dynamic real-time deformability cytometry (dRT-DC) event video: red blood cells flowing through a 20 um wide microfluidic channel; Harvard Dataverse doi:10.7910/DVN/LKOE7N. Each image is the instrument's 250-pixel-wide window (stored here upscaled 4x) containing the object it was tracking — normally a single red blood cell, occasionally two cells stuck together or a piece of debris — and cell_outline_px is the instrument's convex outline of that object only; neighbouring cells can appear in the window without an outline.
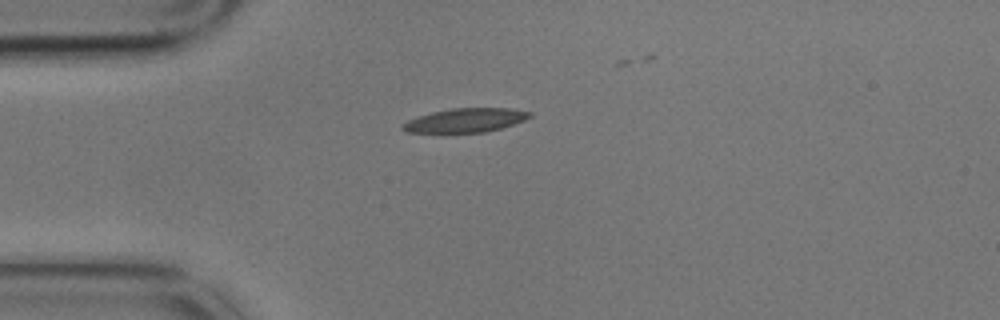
{"species": "common noctule bat (a hibernating species)", "species_latin": "Nyctalus noctula", "temperature_condition": "cold", "stored_images_in_passage": 7, "camera_frame_rate_fps": 3000, "um_per_image_px": 0.085, "animal": {"sex": "male", "body_mass_g": 17.9}, "frame": {"image": 1, "passage_image": 1, "time_ms": 0.0, "image_size_px": [1000, 320], "cell_outline_px": [[532, 116], [524, 120], [500, 128], [484, 132], [408, 132], [400, 128], [408, 120], [432, 112], [452, 108], [512, 108], [532, 112]], "centroid_in_image_um": [39.6, 10.21], "position_along_channel_um": 45.4, "area_um2": 17.46}}
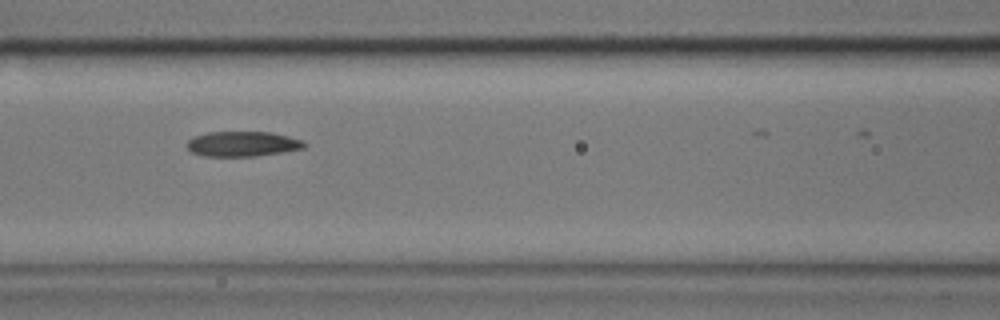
{"frame": {"image": 2, "passage_image": 4, "time_ms": 1.0, "image_size_px": [1000, 320], "cell_outline_px": [[308, 144], [304, 148], [284, 152], [256, 156], [204, 156], [192, 152], [184, 144], [192, 136], [208, 132], [272, 132], [304, 140]], "centroid_in_image_um": [20.62, 12.23], "position_along_channel_um": 146.0, "area_um2": 17.4}}
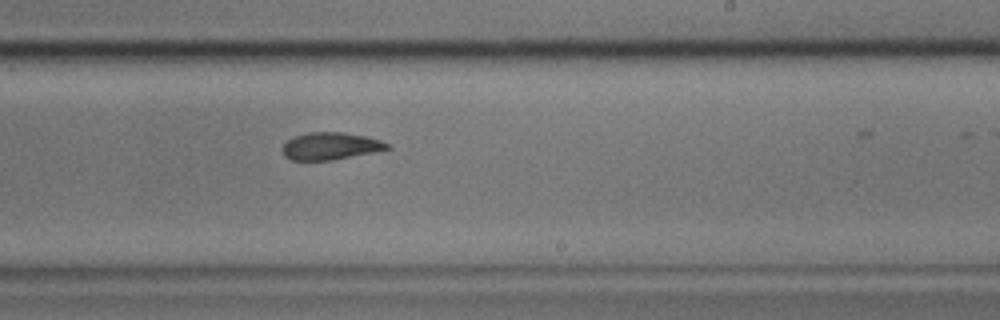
{"frame": {"image": 3, "passage_image": 7, "time_ms": 2.0, "image_size_px": [1000, 320], "cell_outline_px": [[392, 148], [332, 160], [292, 160], [284, 156], [284, 144], [288, 140], [296, 136], [308, 132], [344, 132], [368, 136], [392, 144]], "centroid_in_image_um": [28.15, 12.4], "position_along_channel_um": 260.9, "area_um2": 16.59}}